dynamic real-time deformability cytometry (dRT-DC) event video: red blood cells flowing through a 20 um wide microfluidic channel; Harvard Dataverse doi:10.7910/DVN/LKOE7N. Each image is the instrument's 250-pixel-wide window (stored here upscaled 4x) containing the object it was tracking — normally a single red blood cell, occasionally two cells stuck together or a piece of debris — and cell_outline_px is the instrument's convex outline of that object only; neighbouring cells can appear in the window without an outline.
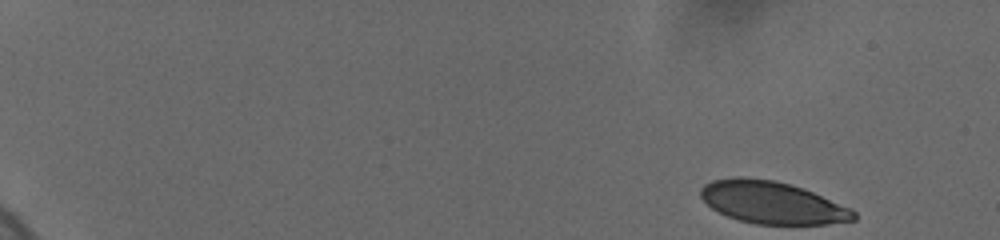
{"species": "human", "species_latin": "Homo sapiens", "temperature_condition": "cold", "stored_images_in_passage": 36, "camera_frame_rate_fps": 3000, "um_per_image_px": 0.085, "donor": {"sex": "female"}, "frame": {"image": 1, "passage_image": 1, "time_ms": 0.0, "image_size_px": [1000, 240], "cell_outline_px": [[856, 220], [828, 224], [756, 224], [740, 220], [728, 216], [712, 208], [700, 196], [700, 188], [704, 184], [712, 180], [736, 176], [744, 176], [772, 180], [804, 188], [852, 208], [856, 212]], "centroid_in_image_um": [65.65, 17.21], "position_along_channel_um": 19.3, "area_um2": 37.8}}
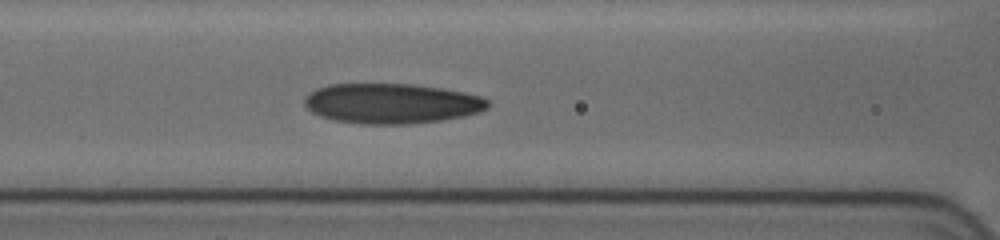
{"frame": {"image": 2, "passage_image": 21, "time_ms": 7.667, "image_size_px": [1000, 240], "cell_outline_px": [[488, 108], [480, 112], [464, 116], [440, 120], [408, 124], [360, 124], [336, 120], [320, 116], [312, 112], [304, 104], [304, 100], [308, 92], [316, 88], [328, 84], [412, 84], [440, 88], [464, 92], [480, 96], [488, 100]], "centroid_in_image_um": [33.26, 8.79], "position_along_channel_um": 133.3, "area_um2": 42.89}}
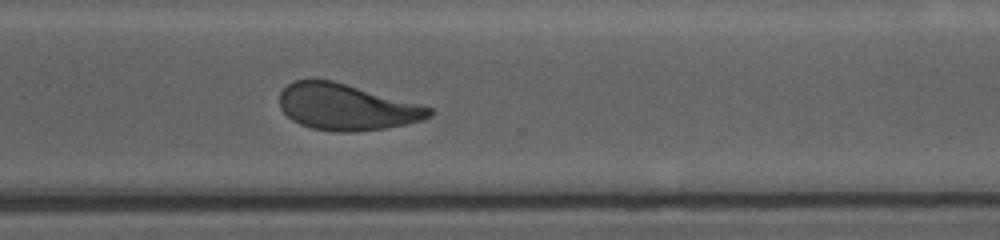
{"frame": {"image": 3, "passage_image": 36, "time_ms": 13.333, "image_size_px": [1000, 240], "cell_outline_px": [[432, 112], [428, 116], [420, 120], [404, 124], [384, 128], [348, 132], [340, 132], [312, 128], [300, 124], [292, 120], [280, 108], [280, 92], [288, 84], [296, 80], [332, 80], [432, 108]], "centroid_in_image_um": [29.39, 9.1], "position_along_channel_um": 341.2, "area_um2": 39.48}}